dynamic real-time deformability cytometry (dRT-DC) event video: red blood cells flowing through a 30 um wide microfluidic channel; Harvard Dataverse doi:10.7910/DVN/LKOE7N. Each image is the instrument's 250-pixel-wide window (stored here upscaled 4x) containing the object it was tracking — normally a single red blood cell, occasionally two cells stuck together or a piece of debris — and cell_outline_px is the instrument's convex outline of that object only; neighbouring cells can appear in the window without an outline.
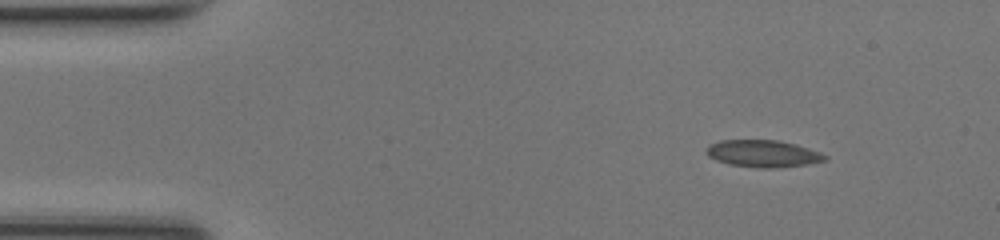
{"species": "common noctule bat (a hibernating species)", "species_latin": "Nyctalus noctula", "temperature_condition": "room temperature", "stored_images_in_passage": 45, "segment_of_instrument_passage": [1, 2], "camera_frame_rate_fps": 3000, "um_per_image_px": 0.085, "animal": {"sex": "female", "body_mass_g": 17.0, "forearm_length_mm": 48.0}, "frame": {"image": 1, "passage_image": 1, "time_ms": 0.0, "image_size_px": [1000, 240], "cell_outline_px": [[828, 160], [808, 164], [772, 168], [756, 168], [728, 164], [716, 160], [708, 156], [704, 152], [704, 148], [708, 144], [720, 140], [776, 140], [796, 144], [820, 152], [828, 156]], "centroid_in_image_um": [64.81, 13.05], "position_along_channel_um": 20.2, "area_um2": 18.96}}
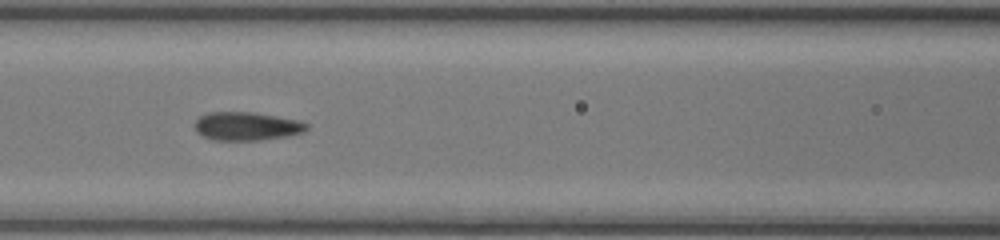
{"frame": {"image": 2, "passage_image": 16, "time_ms": 5.0, "image_size_px": [1000, 240], "cell_outline_px": [[308, 128], [304, 132], [288, 136], [260, 140], [212, 140], [196, 132], [196, 120], [200, 116], [208, 112], [252, 112], [300, 120], [308, 124]], "centroid_in_image_um": [20.99, 10.73], "position_along_channel_um": 145.6, "area_um2": 18.55}}
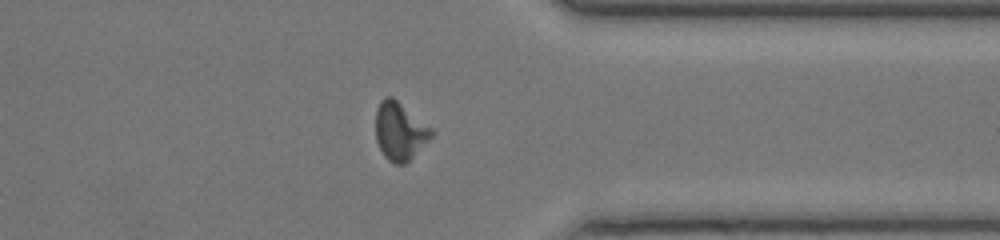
{"frame": {"image": 3, "passage_image": 33, "time_ms": 10.667, "image_size_px": [1000, 240], "cell_outline_px": [[436, 132], [404, 164], [396, 164], [388, 160], [384, 156], [376, 140], [376, 108], [380, 100], [384, 96], [392, 96], [432, 128]], "centroid_in_image_um": [33.96, 11.12], "position_along_channel_um": 377.4, "area_um2": 18.67}}